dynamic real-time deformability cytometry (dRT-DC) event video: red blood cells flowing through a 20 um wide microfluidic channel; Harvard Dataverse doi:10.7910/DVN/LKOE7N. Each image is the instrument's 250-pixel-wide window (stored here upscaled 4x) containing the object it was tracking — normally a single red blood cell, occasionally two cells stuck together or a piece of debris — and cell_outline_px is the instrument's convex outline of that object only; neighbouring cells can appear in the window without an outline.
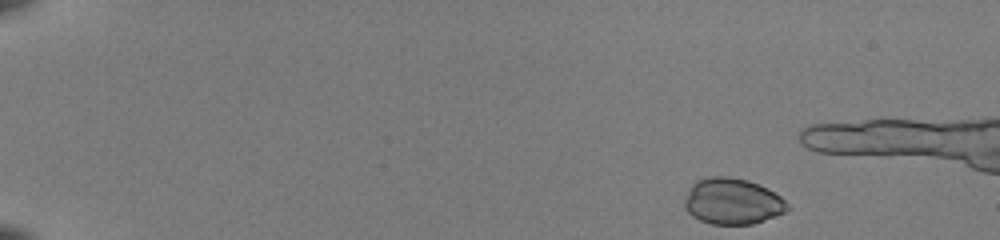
{"species": "common noctule bat (a hibernating species)", "species_latin": "Nyctalus noctula", "temperature_condition": "room temperature", "stored_images_in_passage": 24, "camera_frame_rate_fps": 3000, "um_per_image_px": 0.085, "animal": {"sex": "female", "body_mass_g": 22.0, "forearm_length_mm": 56.7}, "frame": {"image": 1, "passage_image": 1, "time_ms": 0.0, "image_size_px": [1000, 240], "cell_outline_px": [[792, 208], [776, 216], [752, 224], [712, 224], [700, 220], [692, 216], [684, 208], [684, 200], [692, 184], [696, 180], [708, 176], [728, 176], [748, 180], [768, 188], [780, 196]], "centroid_in_image_um": [62.26, 17.1], "position_along_channel_um": 22.7, "area_um2": 27.8}}
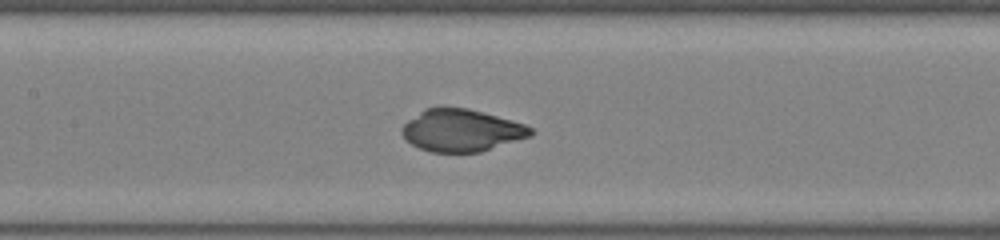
{"frame": {"image": 2, "passage_image": 22, "time_ms": 7.0, "image_size_px": [1000, 240], "cell_outline_px": [[536, 132], [532, 136], [480, 152], [432, 152], [420, 148], [412, 144], [400, 132], [400, 128], [408, 120], [424, 108], [468, 108], [512, 120], [524, 124], [532, 128]], "centroid_in_image_um": [39.25, 11.09], "position_along_channel_um": 168.1, "area_um2": 31.56}}